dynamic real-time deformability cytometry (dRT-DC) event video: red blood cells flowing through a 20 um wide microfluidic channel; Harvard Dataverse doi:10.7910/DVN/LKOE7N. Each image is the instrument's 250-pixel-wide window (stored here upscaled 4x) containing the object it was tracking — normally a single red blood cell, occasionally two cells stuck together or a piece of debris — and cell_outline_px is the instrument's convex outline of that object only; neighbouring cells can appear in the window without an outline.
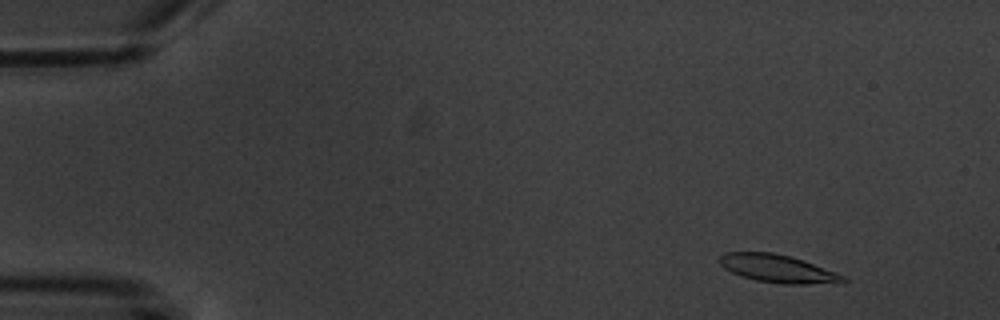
{"species": "common noctule bat (a hibernating species)", "species_latin": "Nyctalus noctula", "temperature_condition": "warm", "stored_images_in_passage": 5, "camera_frame_rate_fps": 3000, "um_per_image_px": 0.085, "animal": {"sex": "male", "body_mass_g": 20.1, "forearm_length_mm": 53.5}, "frame": {"image": 1, "passage_image": 2, "time_ms": 1.0, "image_size_px": [1000, 320], "cell_outline_px": [[848, 280], [804, 284], [780, 284], [756, 280], [732, 272], [724, 268], [720, 264], [720, 256], [724, 252], [772, 252], [804, 260], [836, 272], [844, 276]], "centroid_in_image_um": [66.05, 22.81], "position_along_channel_um": 18.9, "area_um2": 19.65}}
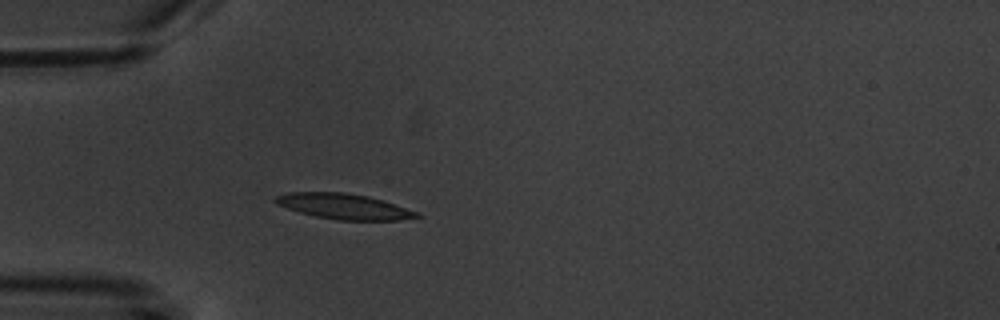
{"frame": {"image": 2, "passage_image": 5, "time_ms": 4.667, "image_size_px": [1000, 320], "cell_outline_px": [[420, 216], [400, 220], [336, 220], [316, 216], [300, 212], [276, 204], [272, 200], [276, 196], [288, 192], [344, 192], [368, 196], [384, 200], [420, 212]], "centroid_in_image_um": [29.25, 17.54], "position_along_channel_um": 55.8, "area_um2": 21.04}}